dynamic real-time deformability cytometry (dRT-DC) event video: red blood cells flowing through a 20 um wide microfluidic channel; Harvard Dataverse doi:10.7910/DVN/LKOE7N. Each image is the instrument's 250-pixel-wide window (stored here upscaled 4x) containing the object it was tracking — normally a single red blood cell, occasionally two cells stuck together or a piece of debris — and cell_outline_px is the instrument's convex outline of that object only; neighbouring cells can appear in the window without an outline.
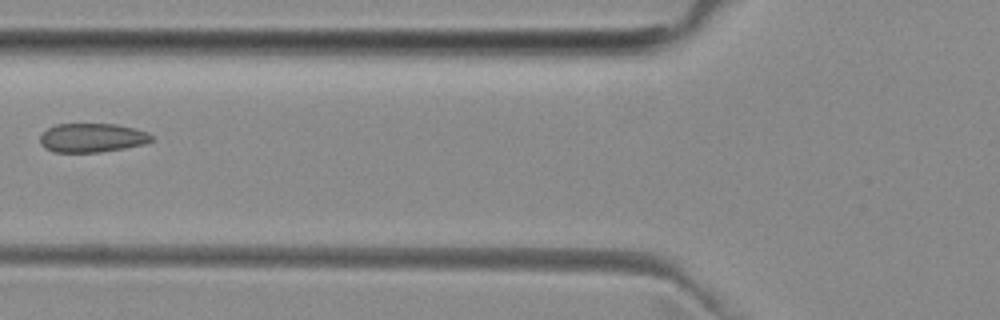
{"species": "common noctule bat (a hibernating species)", "species_latin": "Nyctalus noctula", "temperature_condition": "room temperature", "stored_images_in_passage": 7, "camera_frame_rate_fps": 3000, "um_per_image_px": 0.085, "animal": {"sex": "female", "body_mass_g": 29.2, "forearm_length_mm": 56.3}, "frame": {"image": 1, "passage_image": 6, "time_ms": 5.667, "image_size_px": [1000, 320], "cell_outline_px": [[152, 140], [144, 144], [124, 148], [100, 152], [56, 152], [44, 148], [40, 144], [40, 136], [48, 128], [56, 124], [116, 124], [148, 132], [152, 136]], "centroid_in_image_um": [7.81, 11.71], "position_along_channel_um": 118.0, "area_um2": 18.73}}
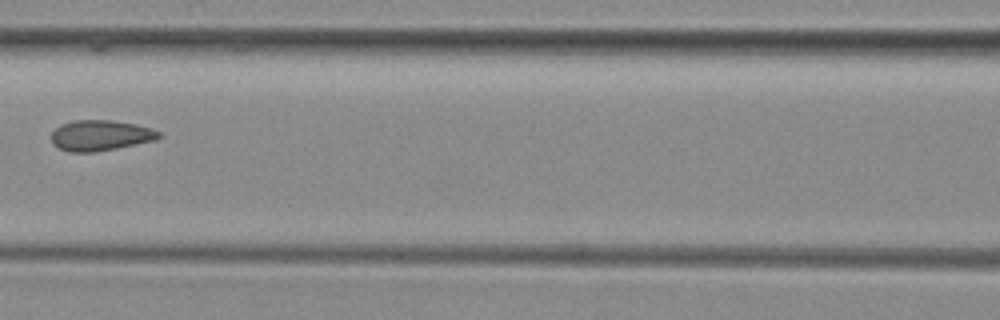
{"frame": {"image": 2, "passage_image": 7, "time_ms": 6.667, "image_size_px": [1000, 320], "cell_outline_px": [[160, 136], [156, 140], [116, 148], [92, 152], [68, 152], [52, 144], [52, 132], [60, 124], [76, 120], [112, 120], [136, 124], [152, 128], [160, 132]], "centroid_in_image_um": [8.53, 11.5], "position_along_channel_um": 158.1, "area_um2": 19.13}}